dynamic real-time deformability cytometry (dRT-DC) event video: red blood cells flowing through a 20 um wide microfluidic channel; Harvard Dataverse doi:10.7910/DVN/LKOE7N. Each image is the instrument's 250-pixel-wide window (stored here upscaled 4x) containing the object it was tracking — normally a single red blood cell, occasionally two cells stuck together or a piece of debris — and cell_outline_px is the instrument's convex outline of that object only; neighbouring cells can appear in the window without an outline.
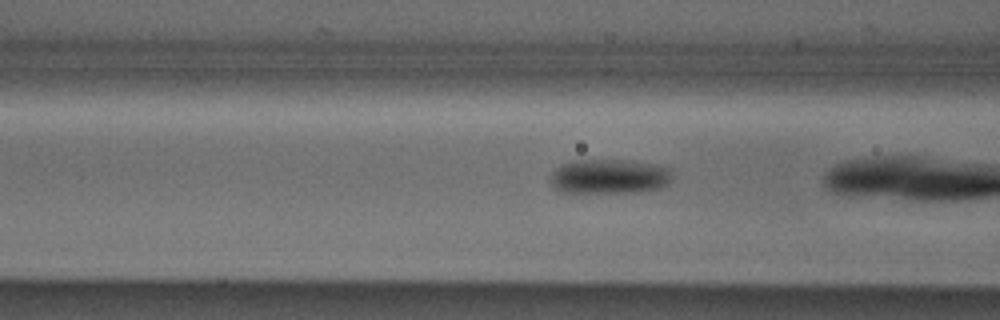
{"species": "Egyptian fruit bat (a non-hibernating species)", "species_latin": "Rousettus aegyptiacus", "temperature_condition": "cold", "stored_images_in_passage": 29, "camera_frame_rate_fps": 3000, "um_per_image_px": 0.085, "animal": {"sex": "male"}, "frame": {"image": 1, "passage_image": 18, "time_ms": 5.667, "image_size_px": [1000, 320], "cell_outline_px": [[672, 180], [668, 184], [660, 188], [640, 192], [560, 192], [552, 184], [552, 172], [560, 164], [572, 160], [632, 160], [656, 164], [668, 168], [672, 176]], "centroid_in_image_um": [51.82, 14.99], "position_along_channel_um": 114.8, "area_um2": 24.74}}